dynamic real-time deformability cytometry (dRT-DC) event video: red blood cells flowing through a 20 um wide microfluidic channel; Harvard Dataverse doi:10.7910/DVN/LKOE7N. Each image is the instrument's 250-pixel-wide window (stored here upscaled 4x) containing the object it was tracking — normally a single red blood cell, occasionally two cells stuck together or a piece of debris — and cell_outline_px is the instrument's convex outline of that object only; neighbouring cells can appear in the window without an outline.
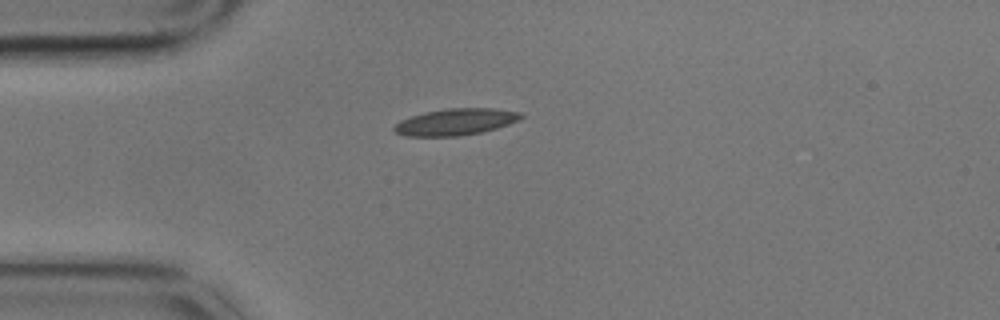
{"species": "common noctule bat (a hibernating species)", "species_latin": "Nyctalus noctula", "temperature_condition": "cold", "stored_images_in_passage": 10, "camera_frame_rate_fps": 3000, "um_per_image_px": 0.085, "animal": {"sex": "male", "body_mass_g": 17.9}, "frame": {"image": 1, "passage_image": 1, "time_ms": 0.0, "image_size_px": [1000, 320], "cell_outline_px": [[524, 116], [508, 124], [496, 128], [480, 132], [460, 136], [404, 136], [396, 132], [392, 128], [400, 120], [424, 112], [448, 108], [492, 108], [520, 112]], "centroid_in_image_um": [38.69, 10.36], "position_along_channel_um": 46.3, "area_um2": 19.48}}
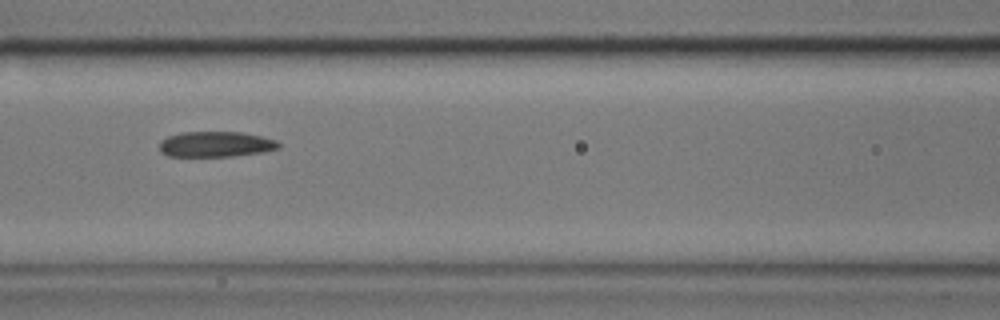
{"frame": {"image": 2, "passage_image": 4, "time_ms": 1.0, "image_size_px": [1000, 320], "cell_outline_px": [[280, 148], [264, 152], [232, 156], [168, 156], [160, 152], [160, 140], [168, 136], [180, 132], [240, 132], [260, 136], [276, 140], [280, 144]], "centroid_in_image_um": [18.33, 12.26], "position_along_channel_um": 148.3, "area_um2": 17.74}}
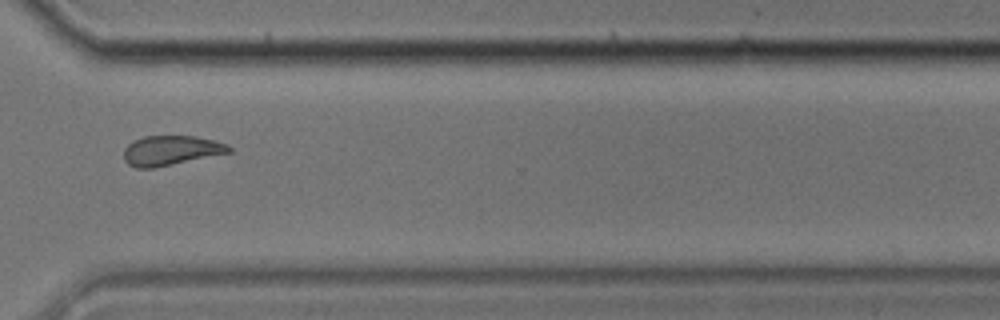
{"frame": {"image": 3, "passage_image": 9, "time_ms": 2.667, "image_size_px": [1000, 320], "cell_outline_px": [[232, 152], [152, 168], [136, 168], [128, 164], [124, 160], [124, 148], [128, 144], [144, 136], [196, 136], [228, 144], [232, 148]], "centroid_in_image_um": [14.53, 12.79], "position_along_channel_um": 356.1, "area_um2": 18.09}}